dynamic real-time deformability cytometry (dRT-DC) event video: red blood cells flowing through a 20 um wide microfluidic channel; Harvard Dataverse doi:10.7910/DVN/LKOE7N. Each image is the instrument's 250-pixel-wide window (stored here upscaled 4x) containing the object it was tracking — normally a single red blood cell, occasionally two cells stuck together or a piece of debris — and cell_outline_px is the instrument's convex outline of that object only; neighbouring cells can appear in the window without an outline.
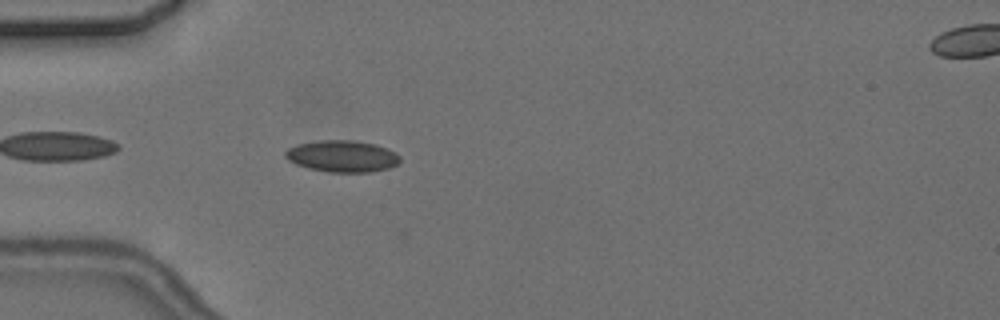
{"species": "common noctule bat (a hibernating species)", "species_latin": "Nyctalus noctula", "temperature_condition": "cold", "stored_images_in_passage": 3, "segment_of_instrument_passage": [1, 2], "camera_frame_rate_fps": 3000, "um_per_image_px": 0.085, "animal": {"sex": "female", "body_mass_g": 24.6, "forearm_length_mm": 56.2}, "frame": {"image": 1, "passage_image": 2, "time_ms": 2.667, "image_size_px": [1000, 320], "cell_outline_px": [[400, 160], [396, 164], [388, 168], [372, 172], [328, 172], [308, 168], [296, 164], [288, 160], [284, 156], [284, 152], [288, 148], [300, 144], [320, 140], [352, 140], [376, 144], [388, 148], [396, 152], [400, 156]], "centroid_in_image_um": [29.1, 13.28], "position_along_channel_um": 55.9, "area_um2": 21.21}}